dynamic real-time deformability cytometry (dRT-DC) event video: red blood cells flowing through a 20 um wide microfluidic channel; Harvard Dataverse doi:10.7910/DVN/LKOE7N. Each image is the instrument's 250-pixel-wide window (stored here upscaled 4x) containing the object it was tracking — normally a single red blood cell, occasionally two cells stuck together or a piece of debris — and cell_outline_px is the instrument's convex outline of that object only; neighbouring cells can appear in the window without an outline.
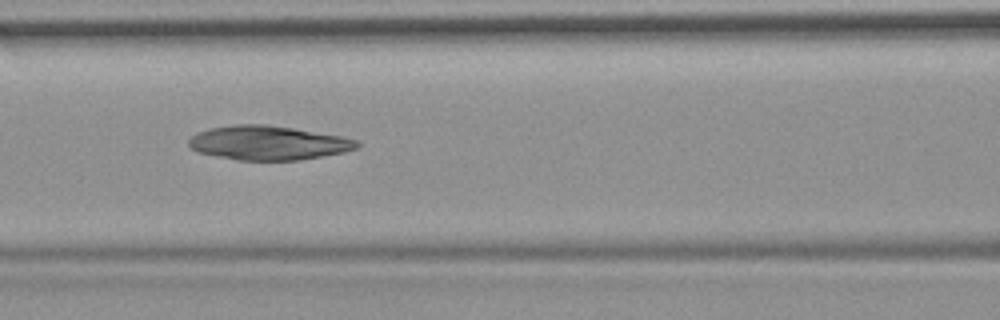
{"species": "common noctule bat (a hibernating species)", "species_latin": "Nyctalus noctula", "temperature_condition": "room temperature", "stored_images_in_passage": 7, "camera_frame_rate_fps": 3000, "um_per_image_px": 0.085, "animal": {"sex": "female", "body_mass_g": 19.9}, "frame": {"image": 1, "passage_image": 6, "time_ms": 6.667, "image_size_px": [1000, 320], "cell_outline_px": [[360, 144], [356, 148], [344, 152], [300, 160], [236, 160], [196, 152], [188, 144], [188, 140], [196, 132], [212, 128], [236, 124], [264, 124], [292, 128], [340, 136], [356, 140]], "centroid_in_image_um": [22.76, 12.15], "position_along_channel_um": 143.8, "area_um2": 33.29}}
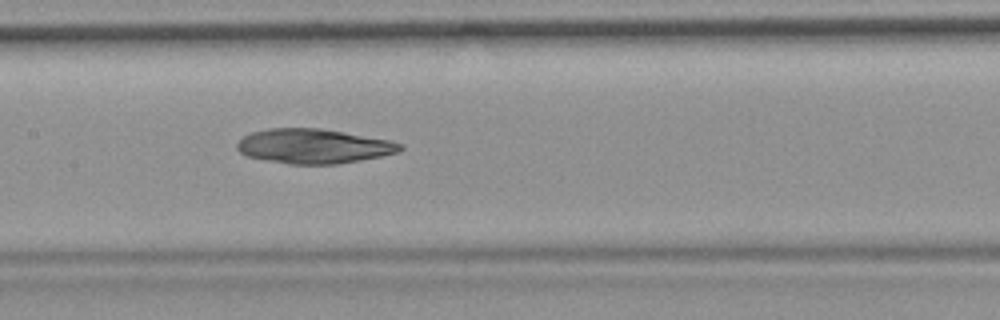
{"frame": {"image": 2, "passage_image": 7, "time_ms": 7.667, "image_size_px": [1000, 320], "cell_outline_px": [[404, 148], [400, 152], [360, 160], [336, 164], [288, 164], [264, 160], [248, 156], [240, 152], [236, 148], [236, 144], [244, 136], [252, 132], [268, 128], [320, 128], [392, 140], [404, 144]], "centroid_in_image_um": [26.68, 12.42], "position_along_channel_um": 180.7, "area_um2": 33.0}}